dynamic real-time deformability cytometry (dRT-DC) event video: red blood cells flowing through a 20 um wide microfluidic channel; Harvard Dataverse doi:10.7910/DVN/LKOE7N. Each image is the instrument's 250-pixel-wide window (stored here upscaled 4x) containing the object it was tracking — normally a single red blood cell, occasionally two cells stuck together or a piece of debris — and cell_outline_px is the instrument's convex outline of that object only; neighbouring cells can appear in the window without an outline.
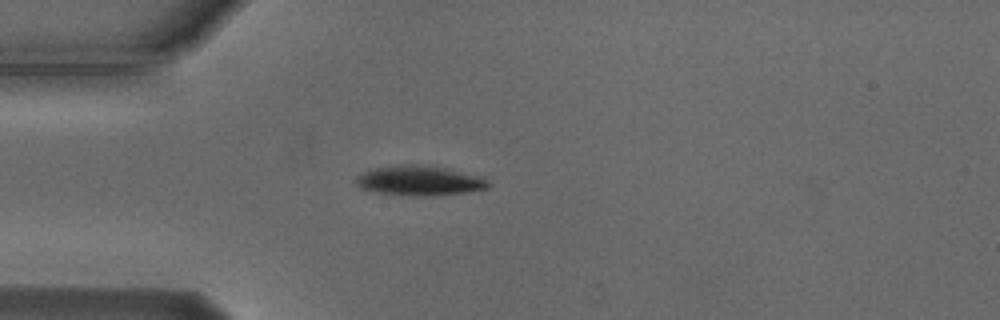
{"species": "Egyptian fruit bat (a non-hibernating species)", "species_latin": "Rousettus aegyptiacus", "temperature_condition": "cold", "stored_images_in_passage": 41, "camera_frame_rate_fps": 3000, "um_per_image_px": 0.085, "animal": {"sex": "male"}, "frame": {"image": 1, "passage_image": 1, "time_ms": 0.0, "image_size_px": [1000, 320], "cell_outline_px": [[488, 188], [468, 192], [428, 196], [400, 196], [376, 192], [360, 188], [356, 184], [356, 176], [364, 172], [376, 168], [400, 164], [416, 164], [444, 168], [480, 176], [488, 184]], "centroid_in_image_um": [35.59, 15.37], "position_along_channel_um": 49.4, "area_um2": 22.89}}
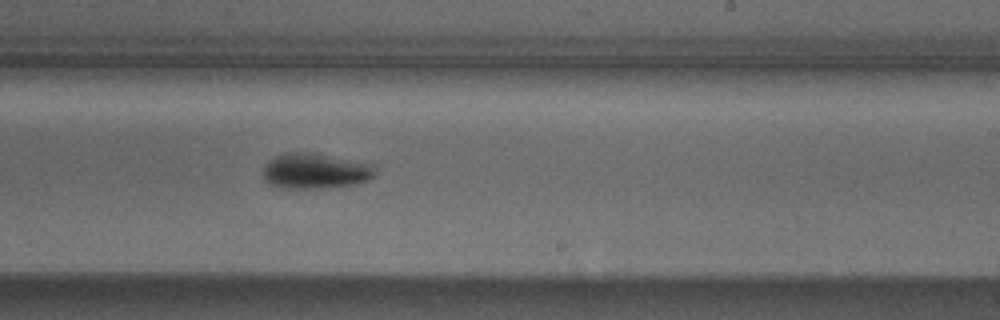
{"frame": {"image": 2, "passage_image": 19, "time_ms": 6.0, "image_size_px": [1000, 320], "cell_outline_px": [[376, 176], [368, 180], [356, 184], [324, 188], [280, 188], [268, 184], [264, 180], [264, 164], [268, 160], [284, 152], [316, 152], [376, 164]], "centroid_in_image_um": [26.83, 14.52], "position_along_channel_um": 262.2, "area_um2": 23.87}}
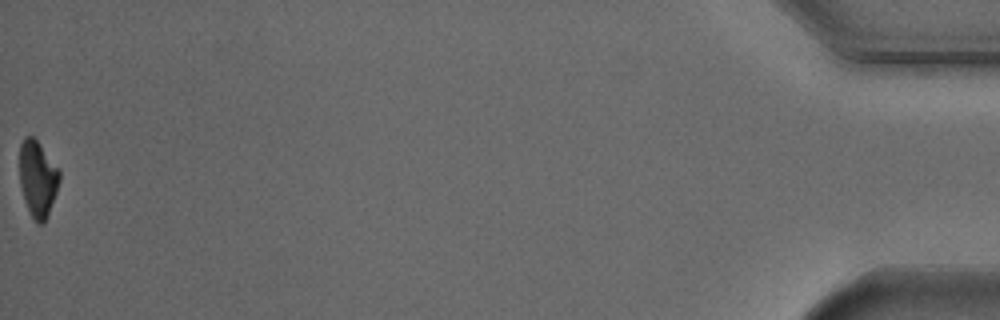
{"frame": {"image": 3, "passage_image": 41, "time_ms": 13.333, "image_size_px": [1000, 320], "cell_outline_px": [[60, 180], [48, 216], [40, 224], [36, 224], [28, 212], [24, 200], [20, 184], [20, 144], [24, 136], [32, 136], [36, 140], [60, 172]], "centroid_in_image_um": [3.18, 15.23], "position_along_channel_um": 432.0, "area_um2": 17.51}, "authors_computed_cell_mechanics": {"area_um2": 22.1374, "velocity_mm_per_s": 3.7501, "shape_relaxation_time_tau1_ms": 2.9364, "shape_relaxation_time_tau2_ms": null, "deformation_change_tau1": 0.1178, "deformation_change_tau2": null}}